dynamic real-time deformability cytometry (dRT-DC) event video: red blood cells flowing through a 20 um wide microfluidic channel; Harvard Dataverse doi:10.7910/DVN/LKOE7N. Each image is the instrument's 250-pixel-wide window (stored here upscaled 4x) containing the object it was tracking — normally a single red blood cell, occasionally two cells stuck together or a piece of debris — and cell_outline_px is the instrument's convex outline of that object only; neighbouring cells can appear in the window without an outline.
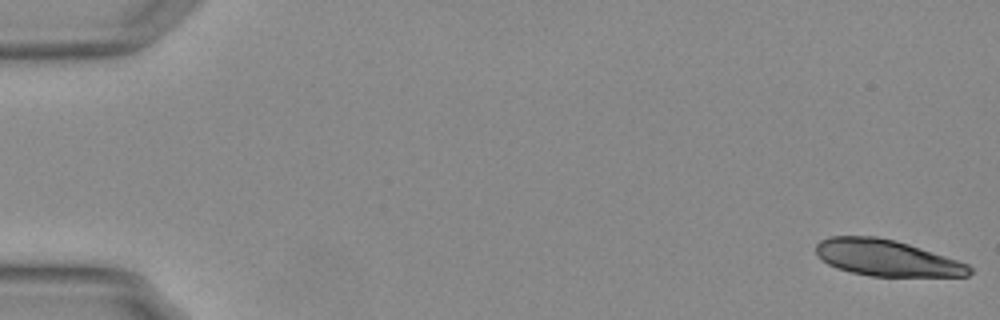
{"species": "Egyptian fruit bat (a non-hibernating species)", "species_latin": "Rousettus aegyptiacus", "temperature_condition": "warm", "stored_images_in_passage": 56, "camera_frame_rate_fps": 3000, "um_per_image_px": 0.085, "animal": {"sex": "female"}, "frame": {"image": 1, "passage_image": 1, "time_ms": 0.0, "image_size_px": [1000, 320], "cell_outline_px": [[972, 272], [968, 276], [868, 276], [836, 268], [828, 264], [816, 252], [816, 244], [820, 240], [828, 236], [876, 236], [896, 240], [968, 264], [972, 268]], "centroid_in_image_um": [75.34, 21.92], "position_along_channel_um": 9.7, "area_um2": 32.19}}
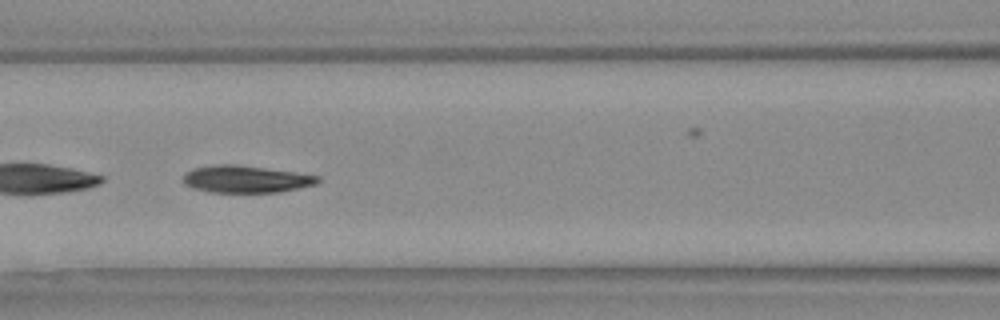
{"frame": {"image": 2, "passage_image": 25, "time_ms": 8.0, "image_size_px": [1000, 320], "cell_outline_px": [[320, 180], [316, 184], [276, 192], [212, 192], [192, 188], [184, 184], [180, 180], [192, 168], [212, 164], [236, 164], [296, 172], [320, 176]], "centroid_in_image_um": [20.85, 15.21], "position_along_channel_um": 145.7, "area_um2": 21.33}, "authors_computed_cell_mechanics": {"area_um2": 21.9929, "velocity_mm_per_s": 3.7432, "shape_relaxation_time_tau1_ms": 3.9941, "shape_relaxation_time_tau2_ms": 7.2521, "deformation_change_tau1": 0.1717, "deformation_change_tau2": 0.0959}}